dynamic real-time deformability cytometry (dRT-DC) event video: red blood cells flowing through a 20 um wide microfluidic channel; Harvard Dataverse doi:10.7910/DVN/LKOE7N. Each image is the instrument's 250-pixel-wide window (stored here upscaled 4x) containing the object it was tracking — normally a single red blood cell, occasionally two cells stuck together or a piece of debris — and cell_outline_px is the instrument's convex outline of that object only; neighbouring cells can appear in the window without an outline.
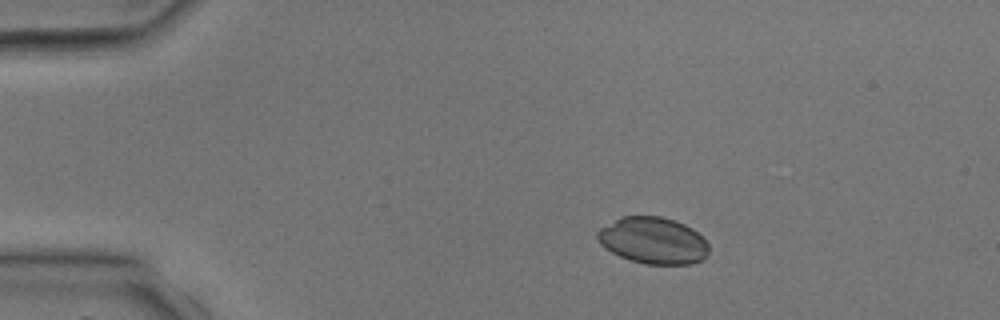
{"species": "common noctule bat (a hibernating species)", "species_latin": "Nyctalus noctula", "temperature_condition": "room temperature", "stored_images_in_passage": 2, "camera_frame_rate_fps": 3000, "um_per_image_px": 0.085, "animal": {"sex": "male", "body_mass_g": 17.9, "forearm_length_mm": 54.2}, "frame": {"image": 1, "passage_image": 1, "time_ms": 0.0, "image_size_px": [1000, 320], "cell_outline_px": [[708, 252], [704, 260], [692, 264], [644, 264], [620, 256], [612, 252], [600, 244], [596, 236], [596, 232], [600, 228], [620, 216], [660, 216], [676, 220], [692, 228], [708, 244]], "centroid_in_image_um": [55.51, 20.44], "position_along_channel_um": 29.5, "area_um2": 30.35}}
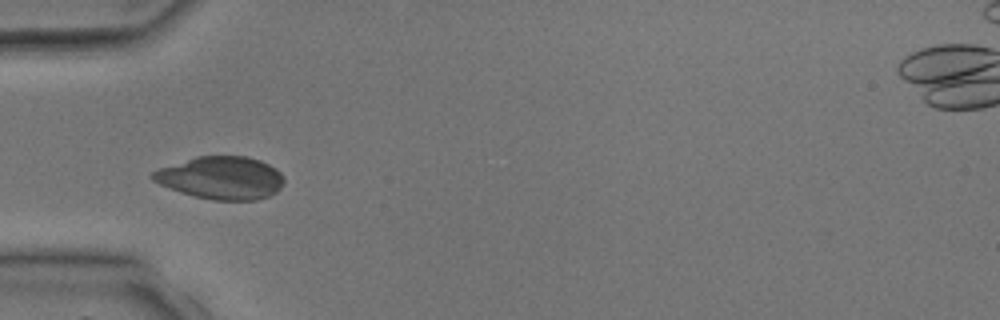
{"frame": {"image": 2, "passage_image": 2, "time_ms": 2.0, "image_size_px": [1000, 320], "cell_outline_px": [[284, 184], [276, 192], [268, 196], [256, 200], [212, 200], [192, 196], [180, 192], [160, 184], [152, 180], [148, 176], [152, 172], [160, 168], [196, 156], [248, 156], [260, 160], [276, 168], [284, 176]], "centroid_in_image_um": [18.8, 15.12], "position_along_channel_um": 66.2, "area_um2": 32.89}}